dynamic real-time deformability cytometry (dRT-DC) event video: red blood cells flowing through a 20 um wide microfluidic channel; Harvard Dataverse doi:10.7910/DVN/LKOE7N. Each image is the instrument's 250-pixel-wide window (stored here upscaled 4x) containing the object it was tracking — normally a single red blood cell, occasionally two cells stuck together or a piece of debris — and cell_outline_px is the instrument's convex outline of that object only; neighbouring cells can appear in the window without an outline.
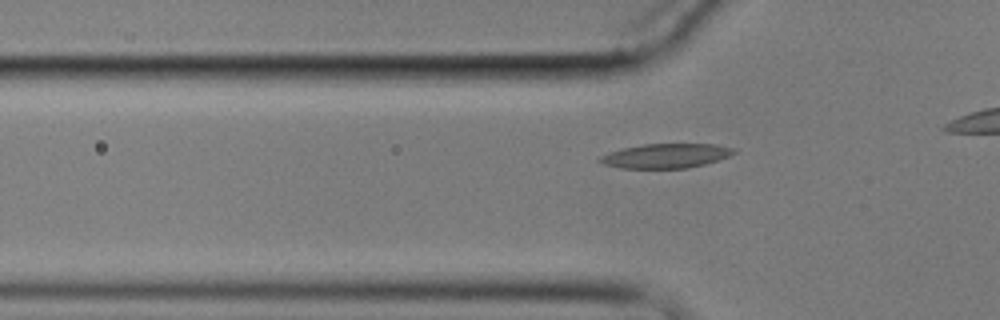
{"species": "common noctule bat (a hibernating species)", "species_latin": "Nyctalus noctula", "temperature_condition": "cold", "stored_images_in_passage": 7, "segment_of_instrument_passage": [2, 2], "camera_frame_rate_fps": 3000, "um_per_image_px": 0.085, "animal": {"sex": "male", "body_mass_g": 17.9}, "frame": {"image": 1, "passage_image": 7, "time_ms": 8.0, "image_size_px": [1000, 320], "cell_outline_px": [[736, 152], [728, 156], [704, 164], [688, 168], [620, 168], [604, 164], [596, 160], [600, 156], [608, 152], [620, 148], [644, 144], [716, 144], [736, 148]], "centroid_in_image_um": [56.56, 13.24], "position_along_channel_um": 69.2, "area_um2": 19.13}}